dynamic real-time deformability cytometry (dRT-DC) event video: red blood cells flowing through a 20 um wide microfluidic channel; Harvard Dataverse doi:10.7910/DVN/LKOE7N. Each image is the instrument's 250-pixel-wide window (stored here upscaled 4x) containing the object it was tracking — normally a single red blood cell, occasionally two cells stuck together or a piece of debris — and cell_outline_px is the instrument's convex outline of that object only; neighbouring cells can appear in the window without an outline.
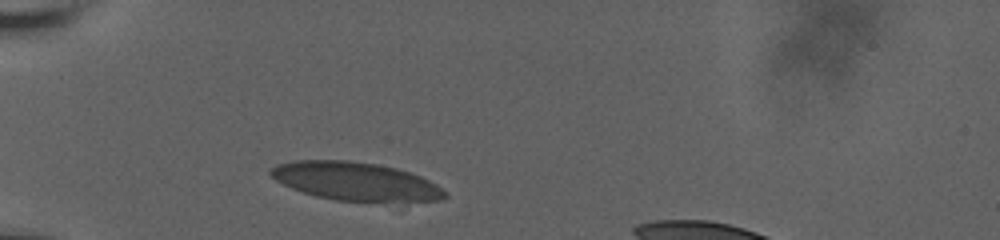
{"species": "human", "species_latin": "Homo sapiens", "temperature_condition": "room temperature", "stored_images_in_passage": 9, "camera_frame_rate_fps": 3000, "um_per_image_px": 0.085, "donor": {"sex": "male"}, "frame": {"image": 1, "passage_image": 1, "time_ms": 0.0, "image_size_px": [1000, 240], "cell_outline_px": [[448, 196], [440, 200], [336, 200], [316, 196], [292, 188], [276, 180], [268, 172], [276, 164], [296, 160], [348, 160], [376, 164], [396, 168], [420, 176], [436, 184], [448, 192]], "centroid_in_image_um": [30.19, 15.39], "position_along_channel_um": 54.8, "area_um2": 38.15}}
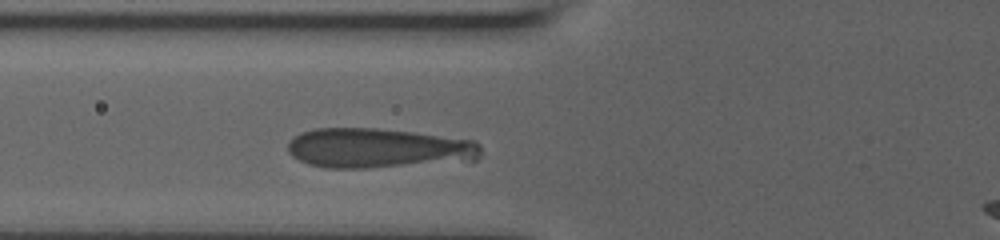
{"frame": {"image": 2, "passage_image": 4, "time_ms": 1.667, "image_size_px": [1000, 240], "cell_outline_px": [[484, 152], [476, 160], [368, 168], [324, 168], [308, 164], [292, 156], [288, 152], [288, 140], [292, 136], [300, 132], [316, 128], [376, 128], [412, 132], [476, 140], [480, 144]], "centroid_in_image_um": [32.14, 12.59], "position_along_channel_um": 93.7, "area_um2": 45.2}}
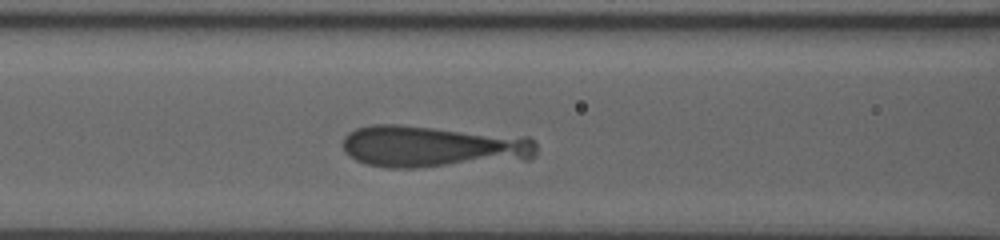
{"frame": {"image": 3, "passage_image": 6, "time_ms": 2.667, "image_size_px": [1000, 240], "cell_outline_px": [[536, 156], [528, 160], [416, 168], [388, 168], [368, 164], [356, 160], [348, 156], [344, 152], [344, 136], [348, 132], [356, 128], [372, 124], [400, 124], [528, 136], [536, 144]], "centroid_in_image_um": [36.82, 12.45], "position_along_channel_um": 129.8, "area_um2": 48.09}}